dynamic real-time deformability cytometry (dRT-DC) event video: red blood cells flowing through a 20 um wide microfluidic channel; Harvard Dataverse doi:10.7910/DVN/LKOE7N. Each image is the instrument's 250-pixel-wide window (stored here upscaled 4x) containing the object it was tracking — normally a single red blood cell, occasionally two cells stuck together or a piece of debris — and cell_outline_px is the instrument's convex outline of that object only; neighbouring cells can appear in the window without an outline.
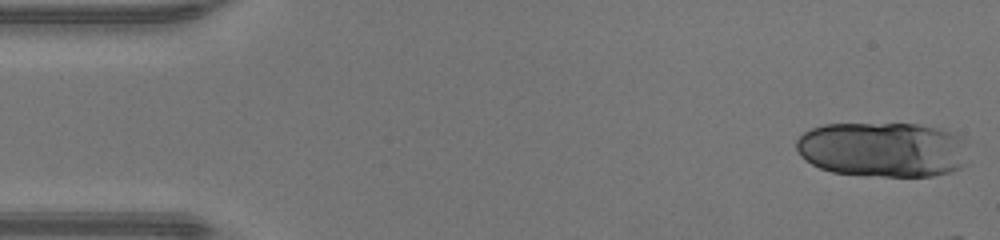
{"species": "human", "species_latin": "Homo sapiens", "temperature_condition": "warm", "stored_images_in_passage": 13, "camera_frame_rate_fps": 3000, "um_per_image_px": 0.085, "donor": {"sex": "male"}, "frame": {"image": 1, "passage_image": 1, "time_ms": 0.0, "image_size_px": [1000, 240], "cell_outline_px": [[968, 164], [952, 172], [932, 176], [864, 176], [832, 172], [820, 168], [804, 160], [800, 156], [796, 148], [796, 140], [804, 132], [812, 128], [824, 124], [920, 124], [940, 128], [956, 132], [964, 136]], "centroid_in_image_um": [75.09, 12.71], "position_along_channel_um": 9.9, "area_um2": 56.3}}
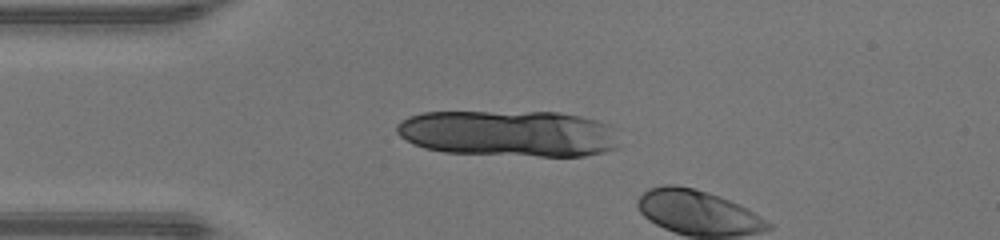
{"frame": {"image": 2, "passage_image": 11, "time_ms": 3.333, "image_size_px": [1000, 240], "cell_outline_px": [[616, 148], [604, 152], [584, 156], [540, 156], [444, 152], [424, 148], [412, 144], [400, 136], [396, 132], [396, 124], [400, 120], [408, 116], [424, 112], [560, 112], [580, 116], [596, 120], [608, 124], [616, 144]], "centroid_in_image_um": [43.15, 11.34], "position_along_channel_um": 41.8, "area_um2": 60.0}}